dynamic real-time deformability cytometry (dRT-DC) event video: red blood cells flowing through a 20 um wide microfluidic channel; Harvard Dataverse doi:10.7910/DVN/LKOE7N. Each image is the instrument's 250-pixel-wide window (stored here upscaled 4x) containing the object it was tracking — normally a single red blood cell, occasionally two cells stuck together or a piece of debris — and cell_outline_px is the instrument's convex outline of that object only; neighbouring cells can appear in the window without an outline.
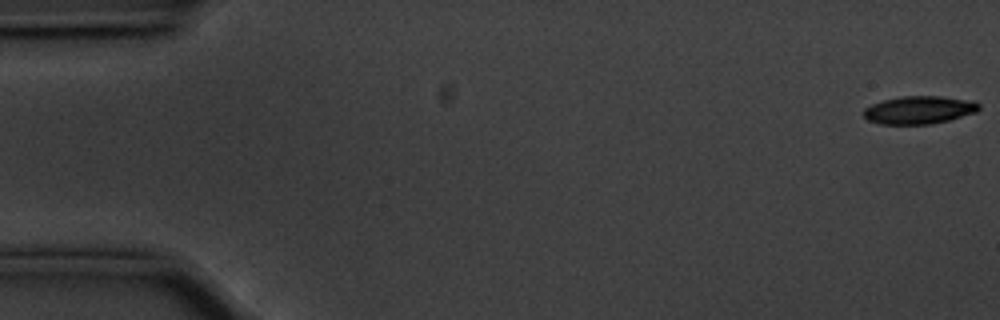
{"species": "common noctule bat (a hibernating species)", "species_latin": "Nyctalus noctula", "temperature_condition": "cold", "stored_images_in_passage": 56, "camera_frame_rate_fps": 3000, "um_per_image_px": 0.085, "animal": {"sex": "male", "body_mass_g": 20.1, "forearm_length_mm": 53.5}, "frame": {"image": 1, "passage_image": 1, "time_ms": 0.0, "image_size_px": [1000, 320], "cell_outline_px": [[980, 108], [976, 112], [948, 120], [932, 124], [880, 124], [868, 120], [864, 116], [864, 108], [872, 104], [884, 100], [900, 96], [940, 96], [976, 100], [980, 104]], "centroid_in_image_um": [78.16, 9.34], "position_along_channel_um": 6.8, "area_um2": 18.84}}
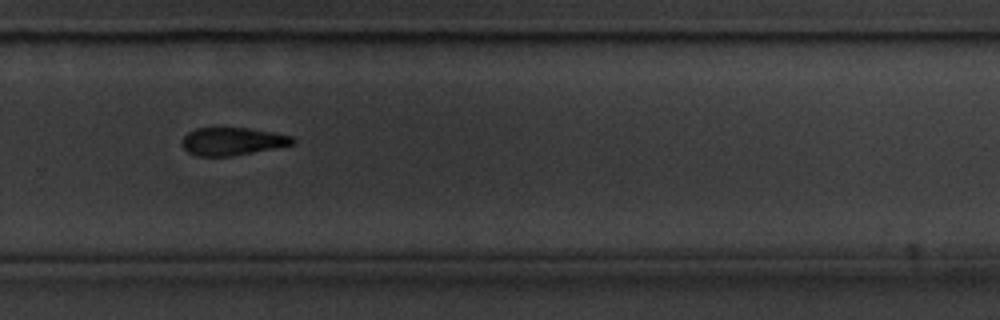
{"frame": {"image": 2, "passage_image": 38, "time_ms": 12.333, "image_size_px": [1000, 320], "cell_outline_px": [[296, 140], [292, 144], [232, 156], [196, 156], [188, 152], [180, 144], [184, 136], [188, 132], [196, 128], [248, 128], [272, 132], [292, 136]], "centroid_in_image_um": [19.7, 12.01], "position_along_channel_um": 310.1, "area_um2": 17.74}}
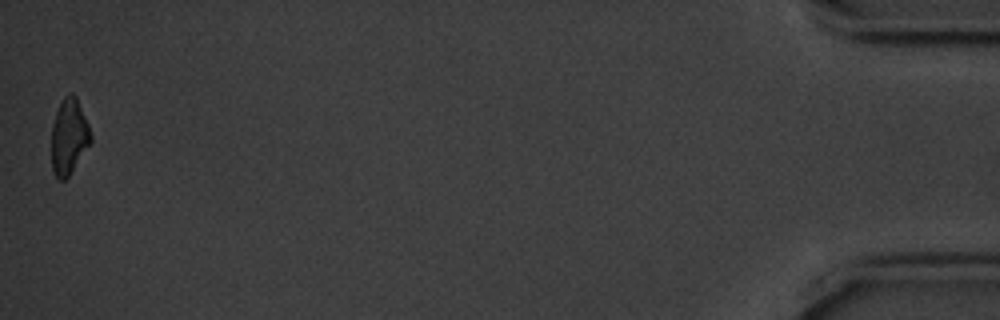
{"frame": {"image": 3, "passage_image": 56, "time_ms": 18.333, "image_size_px": [1000, 320], "cell_outline_px": [[92, 140], [68, 176], [64, 180], [60, 180], [56, 176], [52, 168], [52, 124], [56, 112], [64, 96], [68, 92], [72, 92], [76, 96], [88, 124], [92, 136]], "centroid_in_image_um": [5.86, 11.57], "position_along_channel_um": 429.3, "area_um2": 17.05}, "authors_computed_cell_mechanics": {"area_um2": 19.2474, "velocity_mm_per_s": 3.5573, "shape_relaxation_time_tau1_ms": 2.449, "shape_relaxation_time_tau2_ms": null, "deformation_change_tau1": 0.1136, "deformation_change_tau2": null}}